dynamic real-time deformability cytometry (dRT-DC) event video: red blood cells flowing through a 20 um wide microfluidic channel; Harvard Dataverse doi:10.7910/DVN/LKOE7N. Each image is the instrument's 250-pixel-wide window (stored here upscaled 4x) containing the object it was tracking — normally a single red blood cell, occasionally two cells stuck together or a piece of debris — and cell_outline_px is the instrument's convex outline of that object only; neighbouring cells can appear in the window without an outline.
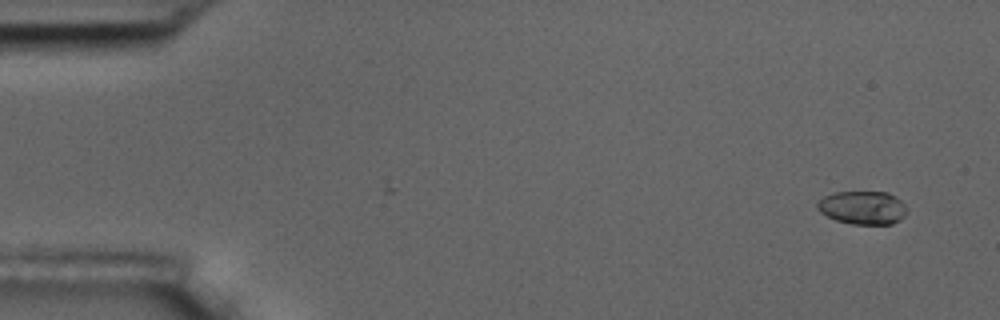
{"species": "common noctule bat (a hibernating species)", "species_latin": "Nyctalus noctula", "temperature_condition": "room temperature", "stored_images_in_passage": 6, "camera_frame_rate_fps": 3000, "um_per_image_px": 0.085, "animal": {"sex": "male", "body_mass_g": 17.5, "forearm_length_mm": 52.3}, "frame": {"image": 1, "passage_image": 2, "time_ms": 1.0, "image_size_px": [1000, 320], "cell_outline_px": [[908, 212], [900, 220], [892, 224], [852, 224], [836, 220], [820, 212], [816, 208], [816, 204], [824, 196], [836, 192], [888, 192], [896, 196], [904, 204]], "centroid_in_image_um": [73.34, 17.65], "position_along_channel_um": 11.7, "area_um2": 17.46}}
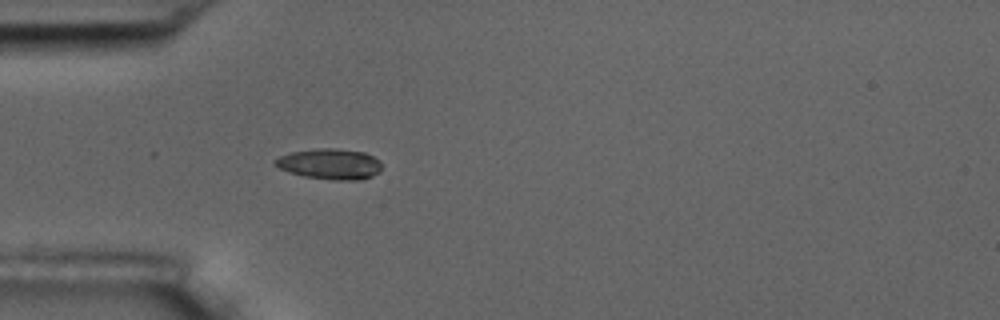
{"frame": {"image": 2, "passage_image": 6, "time_ms": 5.667, "image_size_px": [1000, 320], "cell_outline_px": [[380, 172], [372, 176], [360, 180], [332, 180], [304, 176], [288, 172], [272, 164], [272, 160], [280, 156], [292, 152], [316, 148], [336, 148], [364, 152], [380, 160]], "centroid_in_image_um": [28.02, 13.94], "position_along_channel_um": 57.0, "area_um2": 19.19}}